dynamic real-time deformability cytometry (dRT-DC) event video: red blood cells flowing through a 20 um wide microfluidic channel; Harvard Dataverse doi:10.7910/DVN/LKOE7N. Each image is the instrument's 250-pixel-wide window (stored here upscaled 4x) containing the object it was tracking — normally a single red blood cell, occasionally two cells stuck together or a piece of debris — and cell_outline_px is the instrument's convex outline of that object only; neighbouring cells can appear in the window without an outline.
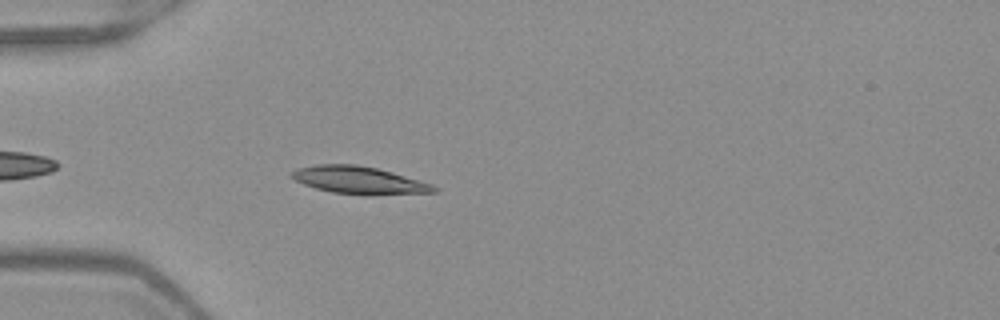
{"species": "Egyptian fruit bat (a non-hibernating species)", "species_latin": "Rousettus aegyptiacus", "temperature_condition": "warm", "stored_images_in_passage": 40, "camera_frame_rate_fps": 3000, "um_per_image_px": 0.085, "frame": {"image": 1, "passage_image": 4, "time_ms": 1.0, "image_size_px": [1000, 320], "cell_outline_px": [[440, 188], [436, 192], [332, 192], [316, 188], [304, 184], [288, 176], [288, 172], [296, 168], [316, 164], [356, 164], [376, 168], [392, 172], [432, 184]], "centroid_in_image_um": [30.39, 15.24], "position_along_channel_um": 54.6, "area_um2": 21.62}}
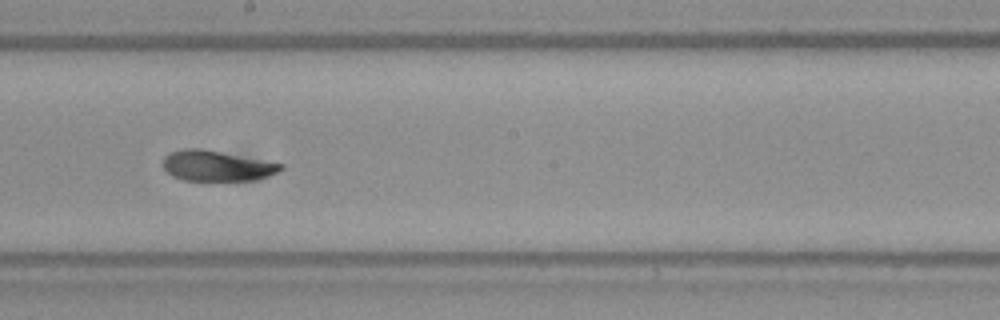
{"frame": {"image": 2, "passage_image": 18, "time_ms": 5.667, "image_size_px": [1000, 320], "cell_outline_px": [[284, 168], [280, 172], [256, 180], [184, 180], [172, 176], [164, 168], [164, 156], [168, 152], [184, 148], [200, 148], [284, 164]], "centroid_in_image_um": [18.43, 14.09], "position_along_channel_um": 229.8, "area_um2": 20.87}}
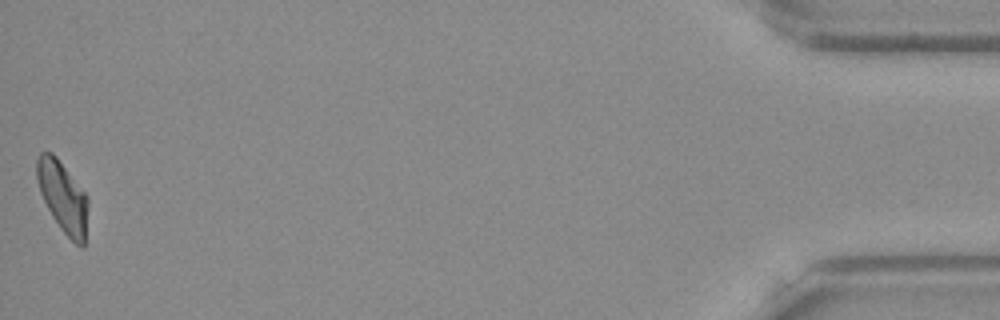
{"frame": {"image": 3, "passage_image": 40, "time_ms": 13.0, "image_size_px": [1000, 320], "cell_outline_px": [[88, 204], [84, 248], [80, 248], [60, 228], [52, 216], [40, 192], [36, 180], [36, 160], [40, 152], [52, 152], [56, 156], [88, 196]], "centroid_in_image_um": [5.34, 16.73], "position_along_channel_um": 429.9, "area_um2": 21.15}, "authors_computed_cell_mechanics": {"area_um2": 21.7328, "velocity_mm_per_s": 3.9636, "shape_relaxation_time_tau1_ms": 3.7894, "shape_relaxation_time_tau2_ms": 1.7252, "deformation_change_tau1": 0.1555, "deformation_change_tau2": 0.0669}}